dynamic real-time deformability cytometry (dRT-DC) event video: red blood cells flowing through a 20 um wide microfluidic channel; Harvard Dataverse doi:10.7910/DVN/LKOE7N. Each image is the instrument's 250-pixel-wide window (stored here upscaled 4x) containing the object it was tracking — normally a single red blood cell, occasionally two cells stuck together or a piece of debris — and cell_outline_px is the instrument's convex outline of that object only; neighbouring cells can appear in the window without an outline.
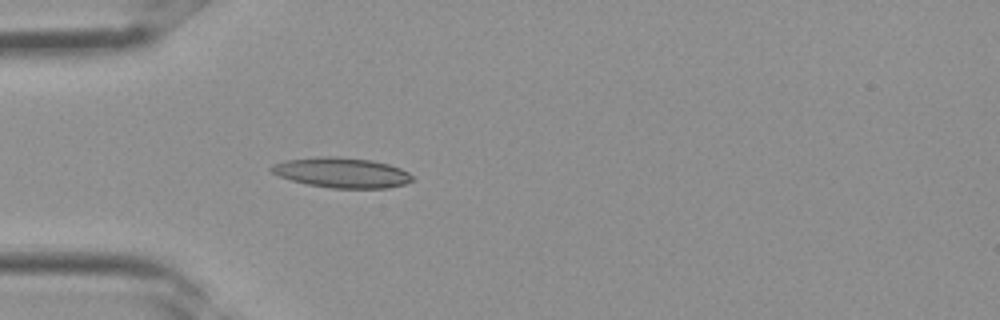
{"species": "Egyptian fruit bat (a non-hibernating species)", "species_latin": "Rousettus aegyptiacus", "temperature_condition": "room temperature", "stored_images_in_passage": 28, "camera_frame_rate_fps": 3000, "um_per_image_px": 0.085, "frame": {"image": 1, "passage_image": 4, "time_ms": 1.0, "image_size_px": [1000, 320], "cell_outline_px": [[412, 180], [404, 184], [388, 188], [332, 188], [308, 184], [292, 180], [280, 176], [272, 172], [268, 168], [272, 164], [284, 160], [320, 156], [336, 156], [372, 160], [388, 164], [400, 168], [408, 172], [412, 176]], "centroid_in_image_um": [29.02, 14.66], "position_along_channel_um": 56.0, "area_um2": 24.74}}
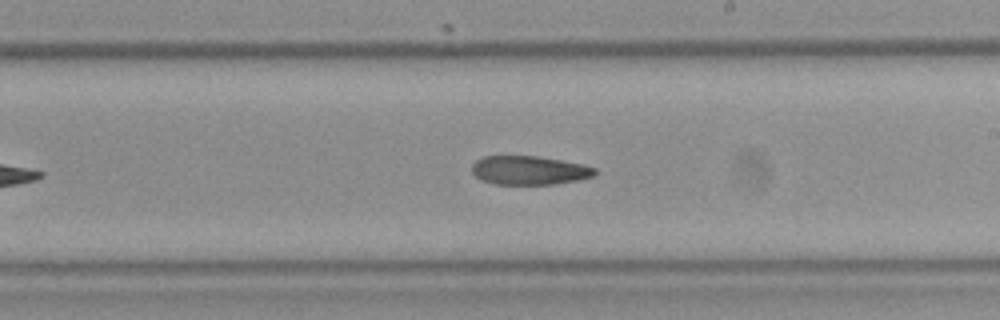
{"frame": {"image": 2, "passage_image": 14, "time_ms": 4.333, "image_size_px": [1000, 320], "cell_outline_px": [[596, 176], [556, 184], [496, 184], [480, 180], [472, 172], [472, 164], [476, 160], [484, 156], [536, 156], [584, 164], [596, 168]], "centroid_in_image_um": [44.99, 14.48], "position_along_channel_um": 244.0, "area_um2": 20.69}}
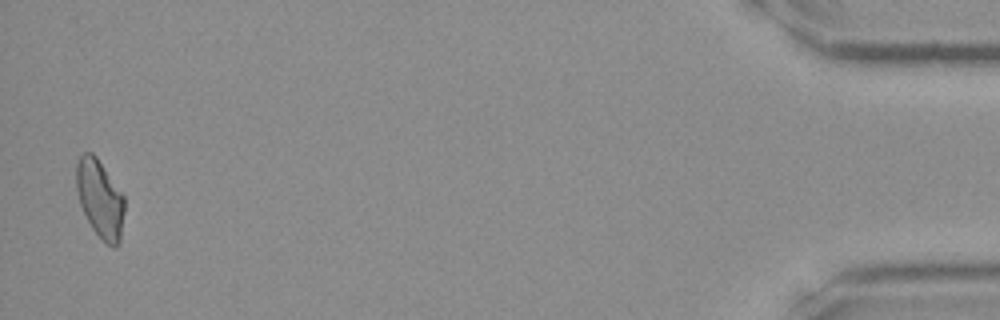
{"frame": {"image": 3, "passage_image": 28, "time_ms": 9.0, "image_size_px": [1000, 320], "cell_outline_px": [[124, 212], [120, 244], [116, 248], [112, 248], [92, 228], [80, 204], [76, 188], [76, 164], [80, 156], [84, 152], [92, 152], [96, 156], [124, 196]], "centroid_in_image_um": [8.5, 16.9], "position_along_channel_um": 426.7, "area_um2": 21.73}}